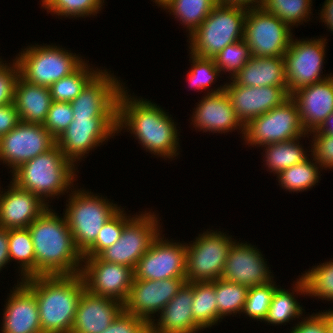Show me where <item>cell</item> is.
Here are the masks:
<instances>
[{"instance_id":"6da1fadb","label":"cell","mask_w":333,"mask_h":333,"mask_svg":"<svg viewBox=\"0 0 333 333\" xmlns=\"http://www.w3.org/2000/svg\"><path fill=\"white\" fill-rule=\"evenodd\" d=\"M127 88L124 86L118 95L117 136L122 130L130 131L145 152L164 158V161L177 159L181 149L178 122L161 106L136 94L131 95Z\"/></svg>"},{"instance_id":"7a4b0ae2","label":"cell","mask_w":333,"mask_h":333,"mask_svg":"<svg viewBox=\"0 0 333 333\" xmlns=\"http://www.w3.org/2000/svg\"><path fill=\"white\" fill-rule=\"evenodd\" d=\"M58 214L50 205L28 227L35 251V276L80 274L83 255L65 216Z\"/></svg>"},{"instance_id":"3957f363","label":"cell","mask_w":333,"mask_h":333,"mask_svg":"<svg viewBox=\"0 0 333 333\" xmlns=\"http://www.w3.org/2000/svg\"><path fill=\"white\" fill-rule=\"evenodd\" d=\"M22 282L35 295L42 333H71L85 290L81 275L32 276Z\"/></svg>"},{"instance_id":"277c9868","label":"cell","mask_w":333,"mask_h":333,"mask_svg":"<svg viewBox=\"0 0 333 333\" xmlns=\"http://www.w3.org/2000/svg\"><path fill=\"white\" fill-rule=\"evenodd\" d=\"M77 170L55 145L46 153L20 165L12 172L10 180L18 187L38 195L50 206V201L59 199L61 195H69L76 187L74 183L78 181Z\"/></svg>"},{"instance_id":"5b68a950","label":"cell","mask_w":333,"mask_h":333,"mask_svg":"<svg viewBox=\"0 0 333 333\" xmlns=\"http://www.w3.org/2000/svg\"><path fill=\"white\" fill-rule=\"evenodd\" d=\"M69 196V198H68ZM64 212L78 250L83 255L96 241L103 225L121 208L107 196L75 187L67 195Z\"/></svg>"},{"instance_id":"8992f818","label":"cell","mask_w":333,"mask_h":333,"mask_svg":"<svg viewBox=\"0 0 333 333\" xmlns=\"http://www.w3.org/2000/svg\"><path fill=\"white\" fill-rule=\"evenodd\" d=\"M247 8L217 4L189 36L188 53L214 58L227 45L244 38Z\"/></svg>"},{"instance_id":"52a82bcc","label":"cell","mask_w":333,"mask_h":333,"mask_svg":"<svg viewBox=\"0 0 333 333\" xmlns=\"http://www.w3.org/2000/svg\"><path fill=\"white\" fill-rule=\"evenodd\" d=\"M16 54L20 76L29 83L50 87L61 78L70 75L84 61L80 54L53 43L30 44Z\"/></svg>"},{"instance_id":"ba28073f","label":"cell","mask_w":333,"mask_h":333,"mask_svg":"<svg viewBox=\"0 0 333 333\" xmlns=\"http://www.w3.org/2000/svg\"><path fill=\"white\" fill-rule=\"evenodd\" d=\"M216 230V231H215ZM205 231L186 242V281L213 282L221 278L228 252L236 241L217 229Z\"/></svg>"},{"instance_id":"9c48e42d","label":"cell","mask_w":333,"mask_h":333,"mask_svg":"<svg viewBox=\"0 0 333 333\" xmlns=\"http://www.w3.org/2000/svg\"><path fill=\"white\" fill-rule=\"evenodd\" d=\"M156 211L135 213L124 224L121 237L98 256L107 262L126 265L135 269L139 259L148 251L152 242L163 232L161 218ZM160 220H159V219Z\"/></svg>"},{"instance_id":"30bf717a","label":"cell","mask_w":333,"mask_h":333,"mask_svg":"<svg viewBox=\"0 0 333 333\" xmlns=\"http://www.w3.org/2000/svg\"><path fill=\"white\" fill-rule=\"evenodd\" d=\"M306 133L301 125L298 107L289 97L280 106L249 121L244 126L242 140L245 145L258 148L297 139Z\"/></svg>"},{"instance_id":"8fae6325","label":"cell","mask_w":333,"mask_h":333,"mask_svg":"<svg viewBox=\"0 0 333 333\" xmlns=\"http://www.w3.org/2000/svg\"><path fill=\"white\" fill-rule=\"evenodd\" d=\"M327 38L312 37L294 39L284 54L287 92L290 95L297 89L324 80L333 73L323 74L326 58ZM326 47V48H325Z\"/></svg>"},{"instance_id":"7c38bea8","label":"cell","mask_w":333,"mask_h":333,"mask_svg":"<svg viewBox=\"0 0 333 333\" xmlns=\"http://www.w3.org/2000/svg\"><path fill=\"white\" fill-rule=\"evenodd\" d=\"M293 29L261 6L247 9L244 41L254 57H284Z\"/></svg>"},{"instance_id":"4fadbf2b","label":"cell","mask_w":333,"mask_h":333,"mask_svg":"<svg viewBox=\"0 0 333 333\" xmlns=\"http://www.w3.org/2000/svg\"><path fill=\"white\" fill-rule=\"evenodd\" d=\"M116 134L117 117H74L64 133L56 139V145L78 167L90 151L101 147Z\"/></svg>"},{"instance_id":"5bb4252c","label":"cell","mask_w":333,"mask_h":333,"mask_svg":"<svg viewBox=\"0 0 333 333\" xmlns=\"http://www.w3.org/2000/svg\"><path fill=\"white\" fill-rule=\"evenodd\" d=\"M55 145L56 139L43 125L20 121L0 139V162L8 166L9 173H12L20 165L46 153Z\"/></svg>"},{"instance_id":"9a60e30c","label":"cell","mask_w":333,"mask_h":333,"mask_svg":"<svg viewBox=\"0 0 333 333\" xmlns=\"http://www.w3.org/2000/svg\"><path fill=\"white\" fill-rule=\"evenodd\" d=\"M161 232L134 269L138 280L186 278V243L169 240ZM165 237V238H164Z\"/></svg>"},{"instance_id":"2e32d148","label":"cell","mask_w":333,"mask_h":333,"mask_svg":"<svg viewBox=\"0 0 333 333\" xmlns=\"http://www.w3.org/2000/svg\"><path fill=\"white\" fill-rule=\"evenodd\" d=\"M80 275L88 292L121 303L125 302L135 278L133 268L104 261L99 256L83 257Z\"/></svg>"},{"instance_id":"e0dca14e","label":"cell","mask_w":333,"mask_h":333,"mask_svg":"<svg viewBox=\"0 0 333 333\" xmlns=\"http://www.w3.org/2000/svg\"><path fill=\"white\" fill-rule=\"evenodd\" d=\"M86 84L70 105L73 117H117V100L126 85L120 77L102 69ZM117 77V78H116Z\"/></svg>"},{"instance_id":"ac0fdd59","label":"cell","mask_w":333,"mask_h":333,"mask_svg":"<svg viewBox=\"0 0 333 333\" xmlns=\"http://www.w3.org/2000/svg\"><path fill=\"white\" fill-rule=\"evenodd\" d=\"M186 282V278L134 279L123 303V311L150 324Z\"/></svg>"},{"instance_id":"d6986e66","label":"cell","mask_w":333,"mask_h":333,"mask_svg":"<svg viewBox=\"0 0 333 333\" xmlns=\"http://www.w3.org/2000/svg\"><path fill=\"white\" fill-rule=\"evenodd\" d=\"M246 242L235 241L227 255L221 278L247 287L265 285L275 276L260 249Z\"/></svg>"},{"instance_id":"ffe728a7","label":"cell","mask_w":333,"mask_h":333,"mask_svg":"<svg viewBox=\"0 0 333 333\" xmlns=\"http://www.w3.org/2000/svg\"><path fill=\"white\" fill-rule=\"evenodd\" d=\"M202 99L196 103L191 117V125L197 131L203 133L225 134L235 130L241 131L242 139L244 136V125L238 119L232 101L226 93L221 91L214 94H204Z\"/></svg>"},{"instance_id":"44dd1931","label":"cell","mask_w":333,"mask_h":333,"mask_svg":"<svg viewBox=\"0 0 333 333\" xmlns=\"http://www.w3.org/2000/svg\"><path fill=\"white\" fill-rule=\"evenodd\" d=\"M230 80L225 82V91L232 101L238 119L244 126L253 118L280 106L290 97L287 87H245Z\"/></svg>"},{"instance_id":"7402d4cb","label":"cell","mask_w":333,"mask_h":333,"mask_svg":"<svg viewBox=\"0 0 333 333\" xmlns=\"http://www.w3.org/2000/svg\"><path fill=\"white\" fill-rule=\"evenodd\" d=\"M6 187L4 190L0 185V228H28L49 206L38 195L12 181Z\"/></svg>"},{"instance_id":"603a6c76","label":"cell","mask_w":333,"mask_h":333,"mask_svg":"<svg viewBox=\"0 0 333 333\" xmlns=\"http://www.w3.org/2000/svg\"><path fill=\"white\" fill-rule=\"evenodd\" d=\"M6 301L0 333H42L35 295L23 282L14 284Z\"/></svg>"},{"instance_id":"cb8c5ba5","label":"cell","mask_w":333,"mask_h":333,"mask_svg":"<svg viewBox=\"0 0 333 333\" xmlns=\"http://www.w3.org/2000/svg\"><path fill=\"white\" fill-rule=\"evenodd\" d=\"M290 97L298 107L304 130H316L333 112V75L297 89Z\"/></svg>"},{"instance_id":"d4e9b609","label":"cell","mask_w":333,"mask_h":333,"mask_svg":"<svg viewBox=\"0 0 333 333\" xmlns=\"http://www.w3.org/2000/svg\"><path fill=\"white\" fill-rule=\"evenodd\" d=\"M123 311L120 301L83 291L71 333H101Z\"/></svg>"},{"instance_id":"484cf974","label":"cell","mask_w":333,"mask_h":333,"mask_svg":"<svg viewBox=\"0 0 333 333\" xmlns=\"http://www.w3.org/2000/svg\"><path fill=\"white\" fill-rule=\"evenodd\" d=\"M193 291L186 282L150 324L155 333H201L204 329L192 315Z\"/></svg>"},{"instance_id":"4316f807","label":"cell","mask_w":333,"mask_h":333,"mask_svg":"<svg viewBox=\"0 0 333 333\" xmlns=\"http://www.w3.org/2000/svg\"><path fill=\"white\" fill-rule=\"evenodd\" d=\"M232 80L245 87H287L285 58L251 56Z\"/></svg>"},{"instance_id":"83f0119b","label":"cell","mask_w":333,"mask_h":333,"mask_svg":"<svg viewBox=\"0 0 333 333\" xmlns=\"http://www.w3.org/2000/svg\"><path fill=\"white\" fill-rule=\"evenodd\" d=\"M13 103L19 113L20 121L43 125L52 97L49 87L29 83L19 76L15 85Z\"/></svg>"},{"instance_id":"f1b7e54d","label":"cell","mask_w":333,"mask_h":333,"mask_svg":"<svg viewBox=\"0 0 333 333\" xmlns=\"http://www.w3.org/2000/svg\"><path fill=\"white\" fill-rule=\"evenodd\" d=\"M291 288L292 290L283 289L280 286L275 290L263 323L265 322L267 325L272 324L273 326H284L287 325L286 323L293 322V320H300L305 315V309L302 304L300 305L301 302L297 300L299 295L307 296L306 285L300 275L295 282L293 281Z\"/></svg>"},{"instance_id":"f546056e","label":"cell","mask_w":333,"mask_h":333,"mask_svg":"<svg viewBox=\"0 0 333 333\" xmlns=\"http://www.w3.org/2000/svg\"><path fill=\"white\" fill-rule=\"evenodd\" d=\"M305 137L309 139V134L306 133L297 139L261 146V150L263 149L265 152L261 154L264 158L262 159L264 162L263 166L267 167L266 171L268 170L270 173H273L274 176H277L283 170L307 159L310 156L308 153H310L311 150L307 148L304 149L303 144L300 142L303 140L301 138L305 139Z\"/></svg>"},{"instance_id":"4dcf8cb0","label":"cell","mask_w":333,"mask_h":333,"mask_svg":"<svg viewBox=\"0 0 333 333\" xmlns=\"http://www.w3.org/2000/svg\"><path fill=\"white\" fill-rule=\"evenodd\" d=\"M217 0H168L162 8L179 21L189 36L207 18Z\"/></svg>"},{"instance_id":"1f68e13d","label":"cell","mask_w":333,"mask_h":333,"mask_svg":"<svg viewBox=\"0 0 333 333\" xmlns=\"http://www.w3.org/2000/svg\"><path fill=\"white\" fill-rule=\"evenodd\" d=\"M321 169L319 163L310 155L303 162L280 172L276 180L280 187L289 193L309 191L321 180Z\"/></svg>"},{"instance_id":"d6a6232c","label":"cell","mask_w":333,"mask_h":333,"mask_svg":"<svg viewBox=\"0 0 333 333\" xmlns=\"http://www.w3.org/2000/svg\"><path fill=\"white\" fill-rule=\"evenodd\" d=\"M8 240L10 262L19 264L17 283L35 276V251L29 229H8Z\"/></svg>"},{"instance_id":"836d02e7","label":"cell","mask_w":333,"mask_h":333,"mask_svg":"<svg viewBox=\"0 0 333 333\" xmlns=\"http://www.w3.org/2000/svg\"><path fill=\"white\" fill-rule=\"evenodd\" d=\"M193 291L191 305L194 320L207 331L218 325V309L215 292V280L213 282H190Z\"/></svg>"},{"instance_id":"e575fe53","label":"cell","mask_w":333,"mask_h":333,"mask_svg":"<svg viewBox=\"0 0 333 333\" xmlns=\"http://www.w3.org/2000/svg\"><path fill=\"white\" fill-rule=\"evenodd\" d=\"M85 60L74 72L53 83L50 87L52 101L72 102L86 84L101 70Z\"/></svg>"},{"instance_id":"d590c367","label":"cell","mask_w":333,"mask_h":333,"mask_svg":"<svg viewBox=\"0 0 333 333\" xmlns=\"http://www.w3.org/2000/svg\"><path fill=\"white\" fill-rule=\"evenodd\" d=\"M249 287L223 278L215 280V292L218 309V323L225 317L242 314Z\"/></svg>"},{"instance_id":"8d00e7d4","label":"cell","mask_w":333,"mask_h":333,"mask_svg":"<svg viewBox=\"0 0 333 333\" xmlns=\"http://www.w3.org/2000/svg\"><path fill=\"white\" fill-rule=\"evenodd\" d=\"M189 61L191 64V69L189 72L187 71V80L188 87H193L194 91L199 92L201 90H208L204 92L205 94H214L225 90V83L220 85L219 87L214 86L211 88L213 84L219 79L218 77H222L223 73H221L220 69L215 65V61L213 58H201L197 55L189 53ZM192 60V61H191ZM221 74V76H220ZM217 79V80H216Z\"/></svg>"},{"instance_id":"74e56055","label":"cell","mask_w":333,"mask_h":333,"mask_svg":"<svg viewBox=\"0 0 333 333\" xmlns=\"http://www.w3.org/2000/svg\"><path fill=\"white\" fill-rule=\"evenodd\" d=\"M261 7L277 16L291 29L309 22L310 19L312 20L311 15H314L312 14L313 0H263Z\"/></svg>"},{"instance_id":"f35d334b","label":"cell","mask_w":333,"mask_h":333,"mask_svg":"<svg viewBox=\"0 0 333 333\" xmlns=\"http://www.w3.org/2000/svg\"><path fill=\"white\" fill-rule=\"evenodd\" d=\"M41 8L51 15L65 18H87L97 16L105 0H41Z\"/></svg>"},{"instance_id":"ab89813d","label":"cell","mask_w":333,"mask_h":333,"mask_svg":"<svg viewBox=\"0 0 333 333\" xmlns=\"http://www.w3.org/2000/svg\"><path fill=\"white\" fill-rule=\"evenodd\" d=\"M318 264L301 273L307 296L333 303V260Z\"/></svg>"},{"instance_id":"60d3db41","label":"cell","mask_w":333,"mask_h":333,"mask_svg":"<svg viewBox=\"0 0 333 333\" xmlns=\"http://www.w3.org/2000/svg\"><path fill=\"white\" fill-rule=\"evenodd\" d=\"M280 285H276L275 279L265 285L250 287L247 294V299L242 312L244 317L257 322H263L267 316L271 300L275 290Z\"/></svg>"},{"instance_id":"b9f144b4","label":"cell","mask_w":333,"mask_h":333,"mask_svg":"<svg viewBox=\"0 0 333 333\" xmlns=\"http://www.w3.org/2000/svg\"><path fill=\"white\" fill-rule=\"evenodd\" d=\"M125 208H120L101 228L95 243L83 254V257L98 256L107 247L112 246L121 237L124 224L132 217Z\"/></svg>"},{"instance_id":"7bdbcfd3","label":"cell","mask_w":333,"mask_h":333,"mask_svg":"<svg viewBox=\"0 0 333 333\" xmlns=\"http://www.w3.org/2000/svg\"><path fill=\"white\" fill-rule=\"evenodd\" d=\"M250 57V49L244 39H241L227 45L213 59L221 73L223 72L226 75V72H228L230 75L228 74L227 78L232 79L245 66Z\"/></svg>"},{"instance_id":"ee69618b","label":"cell","mask_w":333,"mask_h":333,"mask_svg":"<svg viewBox=\"0 0 333 333\" xmlns=\"http://www.w3.org/2000/svg\"><path fill=\"white\" fill-rule=\"evenodd\" d=\"M73 119V110L69 102L52 101L43 126L57 139Z\"/></svg>"},{"instance_id":"f6af8a7d","label":"cell","mask_w":333,"mask_h":333,"mask_svg":"<svg viewBox=\"0 0 333 333\" xmlns=\"http://www.w3.org/2000/svg\"><path fill=\"white\" fill-rule=\"evenodd\" d=\"M12 62L5 60L0 64V106L11 104L14 100V91L17 79L20 76L16 59Z\"/></svg>"},{"instance_id":"bcb514c9","label":"cell","mask_w":333,"mask_h":333,"mask_svg":"<svg viewBox=\"0 0 333 333\" xmlns=\"http://www.w3.org/2000/svg\"><path fill=\"white\" fill-rule=\"evenodd\" d=\"M309 139L311 156L319 163L322 170H333V136L315 135L312 131Z\"/></svg>"},{"instance_id":"7dc6e473","label":"cell","mask_w":333,"mask_h":333,"mask_svg":"<svg viewBox=\"0 0 333 333\" xmlns=\"http://www.w3.org/2000/svg\"><path fill=\"white\" fill-rule=\"evenodd\" d=\"M149 328L146 320L122 311L101 333H145Z\"/></svg>"},{"instance_id":"c3c4849f","label":"cell","mask_w":333,"mask_h":333,"mask_svg":"<svg viewBox=\"0 0 333 333\" xmlns=\"http://www.w3.org/2000/svg\"><path fill=\"white\" fill-rule=\"evenodd\" d=\"M302 320H297L288 333H328L322 316L316 312L310 313Z\"/></svg>"},{"instance_id":"681fc988","label":"cell","mask_w":333,"mask_h":333,"mask_svg":"<svg viewBox=\"0 0 333 333\" xmlns=\"http://www.w3.org/2000/svg\"><path fill=\"white\" fill-rule=\"evenodd\" d=\"M20 122L14 103L0 106V139Z\"/></svg>"},{"instance_id":"f907efd6","label":"cell","mask_w":333,"mask_h":333,"mask_svg":"<svg viewBox=\"0 0 333 333\" xmlns=\"http://www.w3.org/2000/svg\"><path fill=\"white\" fill-rule=\"evenodd\" d=\"M10 263L8 229L0 228V273Z\"/></svg>"},{"instance_id":"816d5d0a","label":"cell","mask_w":333,"mask_h":333,"mask_svg":"<svg viewBox=\"0 0 333 333\" xmlns=\"http://www.w3.org/2000/svg\"><path fill=\"white\" fill-rule=\"evenodd\" d=\"M320 13L318 12L320 21L324 23L326 28L333 34V0H325L322 4Z\"/></svg>"},{"instance_id":"f5cc1de1","label":"cell","mask_w":333,"mask_h":333,"mask_svg":"<svg viewBox=\"0 0 333 333\" xmlns=\"http://www.w3.org/2000/svg\"><path fill=\"white\" fill-rule=\"evenodd\" d=\"M262 1L263 0H217V3L250 9L261 6Z\"/></svg>"},{"instance_id":"db71d44e","label":"cell","mask_w":333,"mask_h":333,"mask_svg":"<svg viewBox=\"0 0 333 333\" xmlns=\"http://www.w3.org/2000/svg\"><path fill=\"white\" fill-rule=\"evenodd\" d=\"M315 135L333 136V112L322 122V124L314 131Z\"/></svg>"},{"instance_id":"11a10c76","label":"cell","mask_w":333,"mask_h":333,"mask_svg":"<svg viewBox=\"0 0 333 333\" xmlns=\"http://www.w3.org/2000/svg\"><path fill=\"white\" fill-rule=\"evenodd\" d=\"M326 325L328 333H333V307L328 310H323L318 312Z\"/></svg>"},{"instance_id":"9f6ffc18","label":"cell","mask_w":333,"mask_h":333,"mask_svg":"<svg viewBox=\"0 0 333 333\" xmlns=\"http://www.w3.org/2000/svg\"><path fill=\"white\" fill-rule=\"evenodd\" d=\"M151 1H153V2L156 4V6H158V7L160 8V7L163 6L168 0H151Z\"/></svg>"},{"instance_id":"6f0895ef","label":"cell","mask_w":333,"mask_h":333,"mask_svg":"<svg viewBox=\"0 0 333 333\" xmlns=\"http://www.w3.org/2000/svg\"><path fill=\"white\" fill-rule=\"evenodd\" d=\"M145 333H155L150 328Z\"/></svg>"},{"instance_id":"680465c9","label":"cell","mask_w":333,"mask_h":333,"mask_svg":"<svg viewBox=\"0 0 333 333\" xmlns=\"http://www.w3.org/2000/svg\"><path fill=\"white\" fill-rule=\"evenodd\" d=\"M4 60L0 57V64L3 62Z\"/></svg>"}]
</instances>
